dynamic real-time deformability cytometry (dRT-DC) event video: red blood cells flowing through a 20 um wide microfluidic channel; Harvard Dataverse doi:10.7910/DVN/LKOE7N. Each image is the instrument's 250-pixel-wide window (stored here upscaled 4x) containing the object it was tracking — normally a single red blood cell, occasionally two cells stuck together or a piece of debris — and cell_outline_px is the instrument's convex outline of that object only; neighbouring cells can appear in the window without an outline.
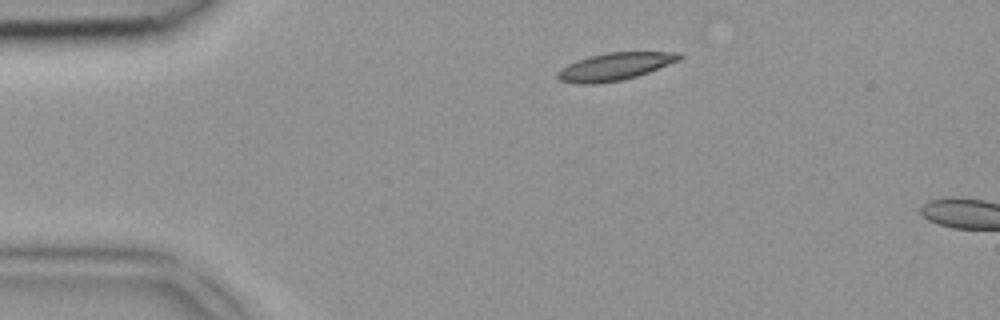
{"species": "common noctule bat (a hibernating species)", "species_latin": "Nyctalus noctula", "temperature_condition": "room temperature", "stored_images_in_passage": 2, "camera_frame_rate_fps": 3000, "um_per_image_px": 0.085, "animal": {"sex": "female", "body_mass_g": 18.4}, "frame": {"image": 1, "passage_image": 1, "time_ms": 0.0, "image_size_px": [1000, 320], "cell_outline_px": [[684, 56], [680, 60], [648, 72], [624, 80], [596, 84], [576, 84], [560, 80], [556, 76], [556, 72], [560, 68], [568, 64], [588, 56], [608, 52], [680, 52]], "centroid_in_image_um": [52.25, 5.66], "position_along_channel_um": 32.8, "area_um2": 19.65}}